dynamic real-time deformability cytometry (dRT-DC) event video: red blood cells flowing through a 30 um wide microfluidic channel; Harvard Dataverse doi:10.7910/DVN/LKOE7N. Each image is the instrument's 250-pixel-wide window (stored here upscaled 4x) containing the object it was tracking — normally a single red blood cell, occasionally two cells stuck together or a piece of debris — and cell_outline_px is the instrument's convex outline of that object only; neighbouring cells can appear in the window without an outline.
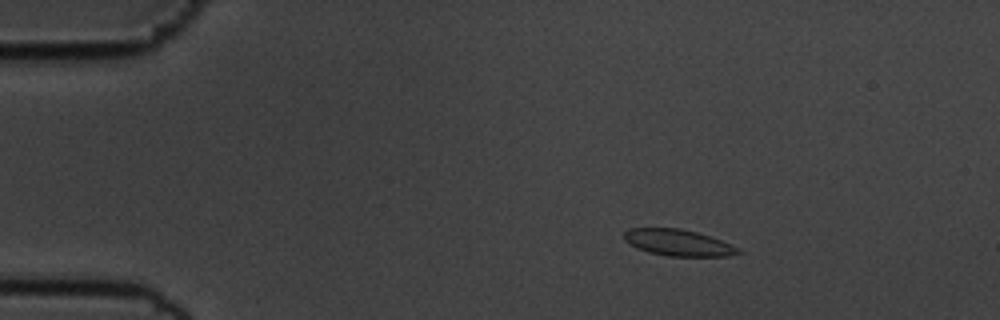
{"species": "common noctule bat (a hibernating species)", "species_latin": "Nyctalus noctula", "temperature_condition": "cold", "stored_images_in_passage": 49, "camera_frame_rate_fps": 3000, "um_per_image_px": 0.085, "animal": {"sex": "male", "body_mass_g": 19.5, "forearm_length_mm": 54.6}, "frame": {"image": 1, "passage_image": 9, "time_ms": 2.667, "image_size_px": [1000, 320], "cell_outline_px": [[744, 252], [728, 256], [668, 256], [648, 252], [636, 248], [624, 240], [624, 232], [628, 228], [680, 228], [712, 236], [740, 248]], "centroid_in_image_um": [57.66, 20.62], "position_along_channel_um": 27.3, "area_um2": 17.74}}
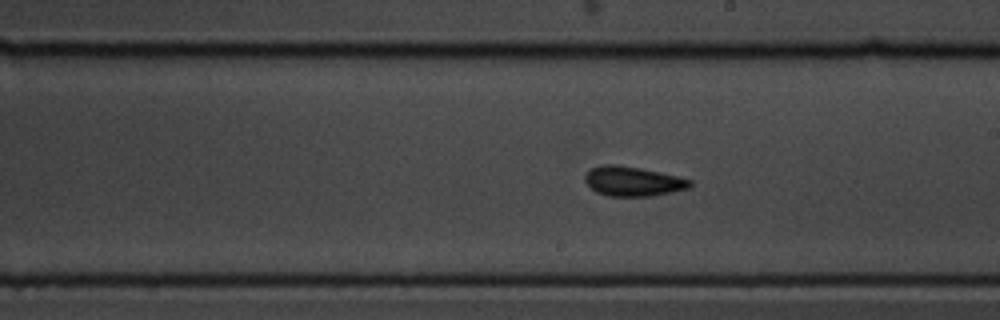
{"frame": {"image": 2, "passage_image": 32, "time_ms": 10.333, "image_size_px": [1000, 320], "cell_outline_px": [[692, 188], [652, 196], [608, 196], [596, 192], [584, 180], [584, 176], [592, 168], [600, 164], [616, 164], [640, 168], [660, 172], [692, 180]], "centroid_in_image_um": [53.81, 15.41], "position_along_channel_um": 235.2, "area_um2": 18.21}}
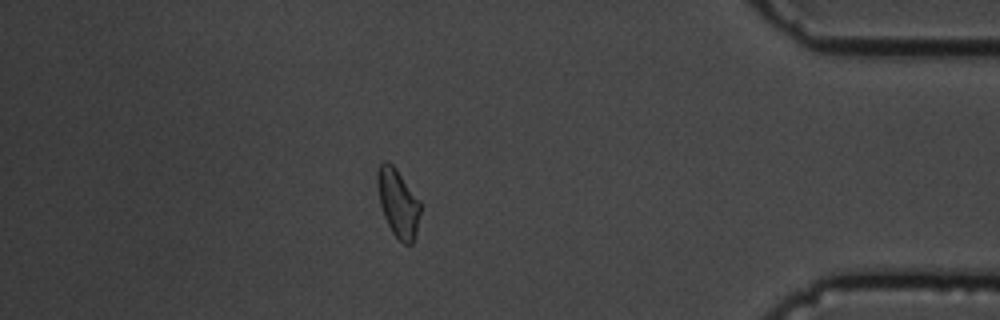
{"frame": {"image": 3, "passage_image": 49, "time_ms": 16.0, "image_size_px": [1000, 320], "cell_outline_px": [[420, 212], [416, 236], [412, 244], [404, 244], [392, 232], [384, 216], [380, 204], [376, 180], [376, 176], [380, 164], [384, 160], [388, 160], [396, 168], [420, 200]], "centroid_in_image_um": [33.83, 17.24], "position_along_channel_um": 401.4, "area_um2": 17.11}, "authors_computed_cell_mechanics": {"area_um2": 17.3978, "velocity_mm_per_s": 3.5612, "shape_relaxation_time_tau1_ms": null, "shape_relaxation_time_tau2_ms": 1.2541, "deformation_change_tau1": null, "deformation_change_tau2": 0.0506}}